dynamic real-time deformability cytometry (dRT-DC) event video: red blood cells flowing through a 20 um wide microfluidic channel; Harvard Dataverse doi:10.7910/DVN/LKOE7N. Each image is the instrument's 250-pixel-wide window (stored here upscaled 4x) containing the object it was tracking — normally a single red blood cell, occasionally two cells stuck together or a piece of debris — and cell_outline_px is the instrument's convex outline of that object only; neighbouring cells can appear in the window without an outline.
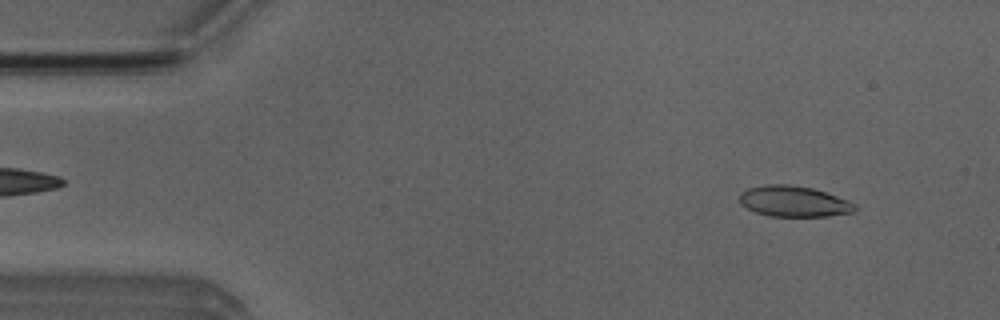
{"species": "Egyptian fruit bat (a non-hibernating species)", "species_latin": "Rousettus aegyptiacus", "temperature_condition": "room temperature", "stored_images_in_passage": 48, "camera_frame_rate_fps": 3000, "um_per_image_px": 0.085, "animal": {"sex": "male"}, "frame": {"image": 1, "passage_image": 2, "time_ms": 0.333, "image_size_px": [1000, 320], "cell_outline_px": [[856, 208], [852, 212], [828, 216], [768, 216], [756, 212], [740, 204], [740, 192], [748, 188], [764, 184], [788, 184], [812, 188], [848, 200], [856, 204]], "centroid_in_image_um": [67.45, 17.11], "position_along_channel_um": 17.6, "area_um2": 20.63}}
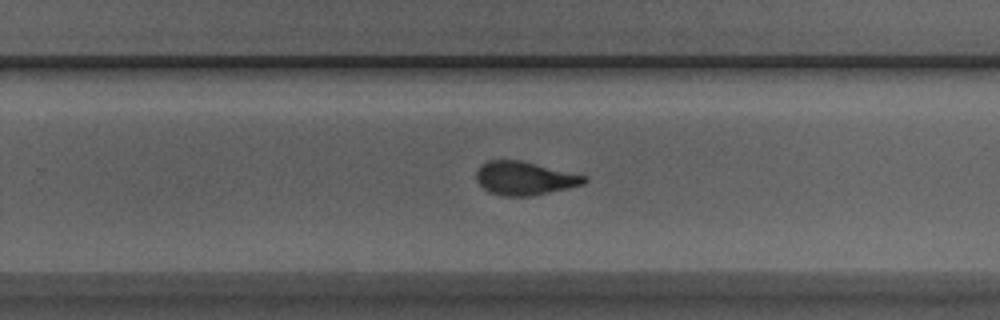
{"frame": {"image": 2, "passage_image": 29, "time_ms": 9.333, "image_size_px": [1000, 320], "cell_outline_px": [[588, 180], [584, 184], [568, 188], [532, 196], [504, 196], [488, 192], [476, 180], [476, 172], [480, 164], [488, 160], [520, 160], [588, 176]], "centroid_in_image_um": [44.59, 15.15], "position_along_channel_um": 285.2, "area_um2": 21.15}}
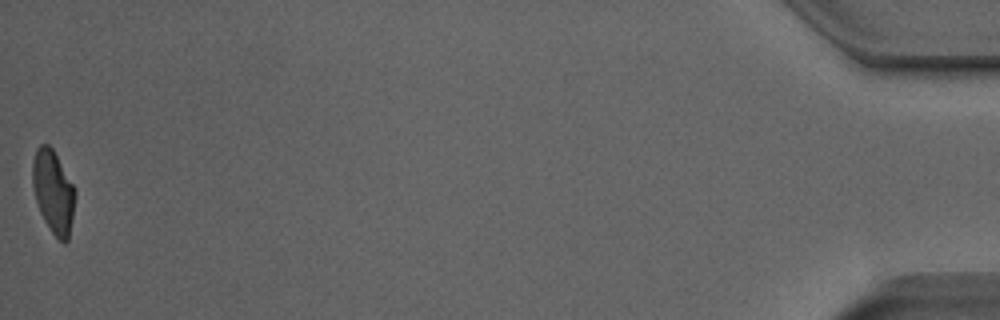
{"frame": {"image": 3, "passage_image": 48, "time_ms": 15.667, "image_size_px": [1000, 320], "cell_outline_px": [[76, 196], [72, 220], [68, 240], [64, 244], [52, 232], [44, 220], [40, 212], [36, 200], [32, 184], [32, 160], [36, 148], [40, 144], [48, 144], [52, 148], [76, 188]], "centroid_in_image_um": [4.53, 16.28], "position_along_channel_um": 430.7, "area_um2": 20.75}, "authors_computed_cell_mechanics": {"area_um2": 21.3282, "velocity_mm_per_s": 3.9704, "shape_relaxation_time_tau1_ms": 4.1565, "shape_relaxation_time_tau2_ms": 1.8149, "deformation_change_tau1": 0.1714, "deformation_change_tau2": 0.0915}}